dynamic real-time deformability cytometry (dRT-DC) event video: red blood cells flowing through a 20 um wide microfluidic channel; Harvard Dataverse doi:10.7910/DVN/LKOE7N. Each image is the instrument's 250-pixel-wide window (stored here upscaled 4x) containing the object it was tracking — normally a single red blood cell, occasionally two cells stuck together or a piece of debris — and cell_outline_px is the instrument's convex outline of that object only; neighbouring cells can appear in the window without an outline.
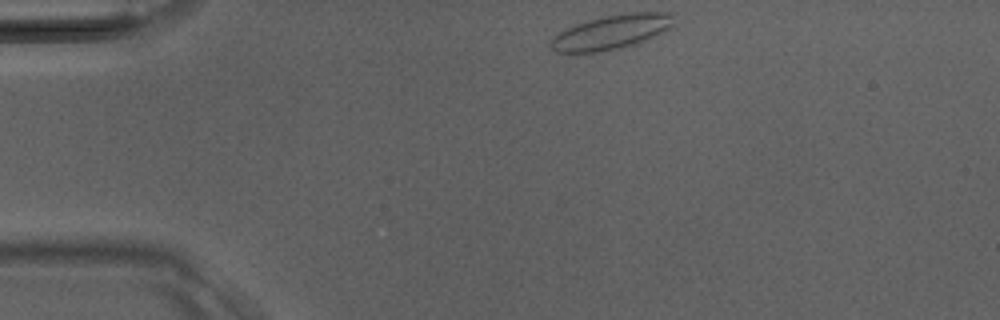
{"species": "Egyptian fruit bat (a non-hibernating species)", "species_latin": "Rousettus aegyptiacus", "temperature_condition": "room temperature", "stored_images_in_passage": 33, "camera_frame_rate_fps": 3000, "um_per_image_px": 0.085, "animal": {"sex": "male"}, "frame": {"image": 1, "passage_image": 1, "time_ms": 0.0, "image_size_px": [1000, 320], "cell_outline_px": [[676, 12], [672, 24], [664, 32], [640, 44], [596, 52], [556, 52], [552, 48], [552, 40], [560, 32], [576, 24], [588, 20], [604, 16], [628, 12]], "centroid_in_image_um": [52.08, 2.71], "position_along_channel_um": 32.9, "area_um2": 24.57}}
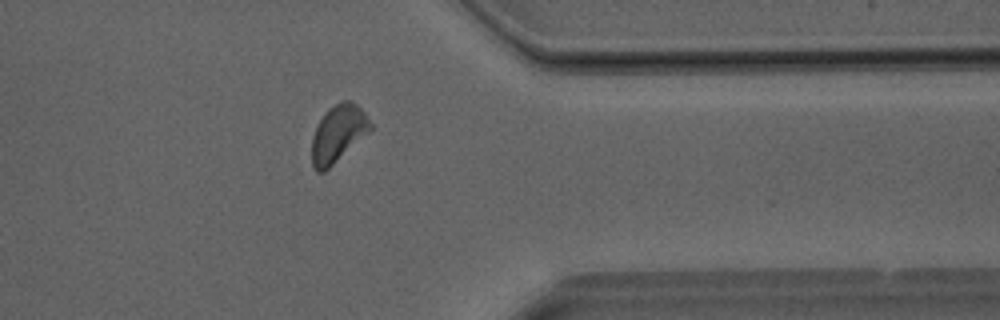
{"frame": {"image": 2, "passage_image": 25, "time_ms": 8.0, "image_size_px": [1000, 320], "cell_outline_px": [[372, 128], [368, 132], [324, 172], [316, 172], [312, 168], [312, 136], [324, 112], [328, 108], [340, 100], [352, 100], [364, 112], [372, 124]], "centroid_in_image_um": [28.71, 11.33], "position_along_channel_um": 382.7, "area_um2": 19.31}}
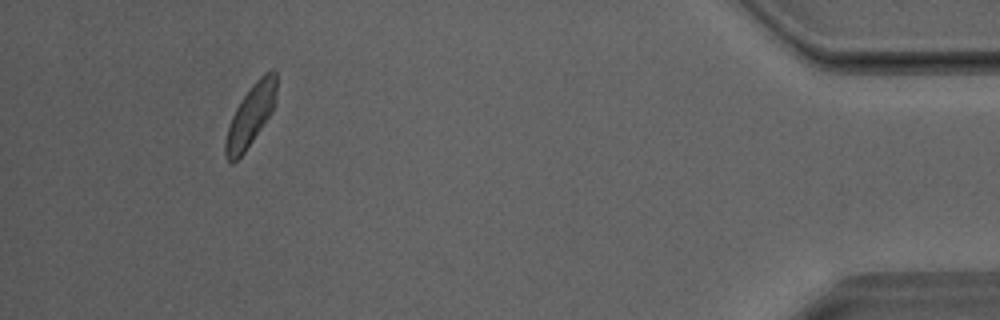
{"frame": {"image": 3, "passage_image": 30, "time_ms": 9.667, "image_size_px": [1000, 320], "cell_outline_px": [[276, 104], [272, 112], [244, 152], [232, 164], [224, 156], [224, 140], [232, 116], [240, 100], [252, 84], [264, 72], [272, 68], [276, 68]], "centroid_in_image_um": [21.31, 9.78], "position_along_channel_um": 413.9, "area_um2": 18.38}}